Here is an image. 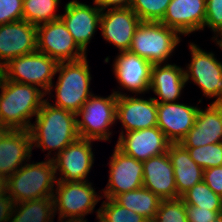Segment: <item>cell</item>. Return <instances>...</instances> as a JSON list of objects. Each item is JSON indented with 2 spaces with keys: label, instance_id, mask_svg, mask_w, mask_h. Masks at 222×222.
Listing matches in <instances>:
<instances>
[{
  "label": "cell",
  "instance_id": "obj_1",
  "mask_svg": "<svg viewBox=\"0 0 222 222\" xmlns=\"http://www.w3.org/2000/svg\"><path fill=\"white\" fill-rule=\"evenodd\" d=\"M76 120V113L54 106L45 99L29 129L32 149L35 146L42 151L49 150L48 159L51 151L60 153L79 138Z\"/></svg>",
  "mask_w": 222,
  "mask_h": 222
},
{
  "label": "cell",
  "instance_id": "obj_2",
  "mask_svg": "<svg viewBox=\"0 0 222 222\" xmlns=\"http://www.w3.org/2000/svg\"><path fill=\"white\" fill-rule=\"evenodd\" d=\"M0 124L12 130H28L32 117L37 115L46 95L29 84L0 78Z\"/></svg>",
  "mask_w": 222,
  "mask_h": 222
},
{
  "label": "cell",
  "instance_id": "obj_3",
  "mask_svg": "<svg viewBox=\"0 0 222 222\" xmlns=\"http://www.w3.org/2000/svg\"><path fill=\"white\" fill-rule=\"evenodd\" d=\"M51 158L44 162L24 163L6 179L9 204L53 197L57 176Z\"/></svg>",
  "mask_w": 222,
  "mask_h": 222
},
{
  "label": "cell",
  "instance_id": "obj_4",
  "mask_svg": "<svg viewBox=\"0 0 222 222\" xmlns=\"http://www.w3.org/2000/svg\"><path fill=\"white\" fill-rule=\"evenodd\" d=\"M87 56L77 61L58 63L56 73L59 72L55 85L56 102L54 106L77 113L92 93L89 91L91 75Z\"/></svg>",
  "mask_w": 222,
  "mask_h": 222
},
{
  "label": "cell",
  "instance_id": "obj_5",
  "mask_svg": "<svg viewBox=\"0 0 222 222\" xmlns=\"http://www.w3.org/2000/svg\"><path fill=\"white\" fill-rule=\"evenodd\" d=\"M180 39V34L176 30L160 22H141L135 30L128 51L144 58L152 65L165 64L180 43Z\"/></svg>",
  "mask_w": 222,
  "mask_h": 222
},
{
  "label": "cell",
  "instance_id": "obj_6",
  "mask_svg": "<svg viewBox=\"0 0 222 222\" xmlns=\"http://www.w3.org/2000/svg\"><path fill=\"white\" fill-rule=\"evenodd\" d=\"M53 194L54 213L58 220L86 221L84 218L95 209L102 196L88 181H57Z\"/></svg>",
  "mask_w": 222,
  "mask_h": 222
},
{
  "label": "cell",
  "instance_id": "obj_7",
  "mask_svg": "<svg viewBox=\"0 0 222 222\" xmlns=\"http://www.w3.org/2000/svg\"><path fill=\"white\" fill-rule=\"evenodd\" d=\"M117 95L113 92L108 97L92 94L76 113L79 138L94 141L109 140V127L116 121ZM82 117V120L78 117Z\"/></svg>",
  "mask_w": 222,
  "mask_h": 222
},
{
  "label": "cell",
  "instance_id": "obj_8",
  "mask_svg": "<svg viewBox=\"0 0 222 222\" xmlns=\"http://www.w3.org/2000/svg\"><path fill=\"white\" fill-rule=\"evenodd\" d=\"M58 62L48 55L34 51L16 57L9 61L2 69L1 77L13 82L41 87L47 94L53 84Z\"/></svg>",
  "mask_w": 222,
  "mask_h": 222
},
{
  "label": "cell",
  "instance_id": "obj_9",
  "mask_svg": "<svg viewBox=\"0 0 222 222\" xmlns=\"http://www.w3.org/2000/svg\"><path fill=\"white\" fill-rule=\"evenodd\" d=\"M191 62L185 71L186 82L192 81L201 88L204 96L215 98L213 103H222V62L214 53L206 52L194 43H190Z\"/></svg>",
  "mask_w": 222,
  "mask_h": 222
},
{
  "label": "cell",
  "instance_id": "obj_10",
  "mask_svg": "<svg viewBox=\"0 0 222 222\" xmlns=\"http://www.w3.org/2000/svg\"><path fill=\"white\" fill-rule=\"evenodd\" d=\"M37 51L58 63L86 57V53L76 44L61 19L37 26Z\"/></svg>",
  "mask_w": 222,
  "mask_h": 222
},
{
  "label": "cell",
  "instance_id": "obj_11",
  "mask_svg": "<svg viewBox=\"0 0 222 222\" xmlns=\"http://www.w3.org/2000/svg\"><path fill=\"white\" fill-rule=\"evenodd\" d=\"M111 156L109 180L103 189V197L114 199L121 193L143 187V161L124 154L116 146Z\"/></svg>",
  "mask_w": 222,
  "mask_h": 222
},
{
  "label": "cell",
  "instance_id": "obj_12",
  "mask_svg": "<svg viewBox=\"0 0 222 222\" xmlns=\"http://www.w3.org/2000/svg\"><path fill=\"white\" fill-rule=\"evenodd\" d=\"M94 140L78 138L60 153L52 156L56 173L60 172L57 181H87V175L94 164L92 142Z\"/></svg>",
  "mask_w": 222,
  "mask_h": 222
},
{
  "label": "cell",
  "instance_id": "obj_13",
  "mask_svg": "<svg viewBox=\"0 0 222 222\" xmlns=\"http://www.w3.org/2000/svg\"><path fill=\"white\" fill-rule=\"evenodd\" d=\"M37 51V26L25 20L0 25V67L12 59Z\"/></svg>",
  "mask_w": 222,
  "mask_h": 222
},
{
  "label": "cell",
  "instance_id": "obj_14",
  "mask_svg": "<svg viewBox=\"0 0 222 222\" xmlns=\"http://www.w3.org/2000/svg\"><path fill=\"white\" fill-rule=\"evenodd\" d=\"M170 142L156 126L126 132L122 130L115 145L124 154L145 161L168 151Z\"/></svg>",
  "mask_w": 222,
  "mask_h": 222
},
{
  "label": "cell",
  "instance_id": "obj_15",
  "mask_svg": "<svg viewBox=\"0 0 222 222\" xmlns=\"http://www.w3.org/2000/svg\"><path fill=\"white\" fill-rule=\"evenodd\" d=\"M113 92L117 95L116 121L122 123L126 132L157 126L158 102L153 97L146 100Z\"/></svg>",
  "mask_w": 222,
  "mask_h": 222
},
{
  "label": "cell",
  "instance_id": "obj_16",
  "mask_svg": "<svg viewBox=\"0 0 222 222\" xmlns=\"http://www.w3.org/2000/svg\"><path fill=\"white\" fill-rule=\"evenodd\" d=\"M101 11L100 29L103 38L118 48L120 52L130 49L135 30L141 23L136 13L129 8Z\"/></svg>",
  "mask_w": 222,
  "mask_h": 222
},
{
  "label": "cell",
  "instance_id": "obj_17",
  "mask_svg": "<svg viewBox=\"0 0 222 222\" xmlns=\"http://www.w3.org/2000/svg\"><path fill=\"white\" fill-rule=\"evenodd\" d=\"M64 9L65 13L60 19L72 34L76 44L87 53V46L96 28L100 27L101 10L96 5L92 7L77 0L66 3Z\"/></svg>",
  "mask_w": 222,
  "mask_h": 222
},
{
  "label": "cell",
  "instance_id": "obj_18",
  "mask_svg": "<svg viewBox=\"0 0 222 222\" xmlns=\"http://www.w3.org/2000/svg\"><path fill=\"white\" fill-rule=\"evenodd\" d=\"M199 108L177 102L158 103L157 127L170 143H180L192 129Z\"/></svg>",
  "mask_w": 222,
  "mask_h": 222
},
{
  "label": "cell",
  "instance_id": "obj_19",
  "mask_svg": "<svg viewBox=\"0 0 222 222\" xmlns=\"http://www.w3.org/2000/svg\"><path fill=\"white\" fill-rule=\"evenodd\" d=\"M113 64V73L124 89L138 94L149 91L152 64L129 51L119 52Z\"/></svg>",
  "mask_w": 222,
  "mask_h": 222
},
{
  "label": "cell",
  "instance_id": "obj_20",
  "mask_svg": "<svg viewBox=\"0 0 222 222\" xmlns=\"http://www.w3.org/2000/svg\"><path fill=\"white\" fill-rule=\"evenodd\" d=\"M206 16V0H171L160 23L188 35L203 30Z\"/></svg>",
  "mask_w": 222,
  "mask_h": 222
},
{
  "label": "cell",
  "instance_id": "obj_21",
  "mask_svg": "<svg viewBox=\"0 0 222 222\" xmlns=\"http://www.w3.org/2000/svg\"><path fill=\"white\" fill-rule=\"evenodd\" d=\"M222 142V103H212L197 112L192 129L180 142L185 148H196Z\"/></svg>",
  "mask_w": 222,
  "mask_h": 222
},
{
  "label": "cell",
  "instance_id": "obj_22",
  "mask_svg": "<svg viewBox=\"0 0 222 222\" xmlns=\"http://www.w3.org/2000/svg\"><path fill=\"white\" fill-rule=\"evenodd\" d=\"M143 187L161 200L177 199L174 169L168 153L143 161Z\"/></svg>",
  "mask_w": 222,
  "mask_h": 222
},
{
  "label": "cell",
  "instance_id": "obj_23",
  "mask_svg": "<svg viewBox=\"0 0 222 222\" xmlns=\"http://www.w3.org/2000/svg\"><path fill=\"white\" fill-rule=\"evenodd\" d=\"M32 144L28 130H10L0 142V175L6 179L31 159ZM23 162V163H22Z\"/></svg>",
  "mask_w": 222,
  "mask_h": 222
},
{
  "label": "cell",
  "instance_id": "obj_24",
  "mask_svg": "<svg viewBox=\"0 0 222 222\" xmlns=\"http://www.w3.org/2000/svg\"><path fill=\"white\" fill-rule=\"evenodd\" d=\"M185 69L175 64H155L151 69V81L149 90L159 96V100L153 97L158 103L175 102L185 87Z\"/></svg>",
  "mask_w": 222,
  "mask_h": 222
},
{
  "label": "cell",
  "instance_id": "obj_25",
  "mask_svg": "<svg viewBox=\"0 0 222 222\" xmlns=\"http://www.w3.org/2000/svg\"><path fill=\"white\" fill-rule=\"evenodd\" d=\"M167 153L174 169L177 195L181 197L203 181V169L190 157L187 148L181 143H170Z\"/></svg>",
  "mask_w": 222,
  "mask_h": 222
},
{
  "label": "cell",
  "instance_id": "obj_26",
  "mask_svg": "<svg viewBox=\"0 0 222 222\" xmlns=\"http://www.w3.org/2000/svg\"><path fill=\"white\" fill-rule=\"evenodd\" d=\"M54 215L53 197L41 198L9 204L1 222H53Z\"/></svg>",
  "mask_w": 222,
  "mask_h": 222
},
{
  "label": "cell",
  "instance_id": "obj_27",
  "mask_svg": "<svg viewBox=\"0 0 222 222\" xmlns=\"http://www.w3.org/2000/svg\"><path fill=\"white\" fill-rule=\"evenodd\" d=\"M114 200L119 205L139 214L146 220H154L161 202L158 196L144 187L121 193Z\"/></svg>",
  "mask_w": 222,
  "mask_h": 222
},
{
  "label": "cell",
  "instance_id": "obj_28",
  "mask_svg": "<svg viewBox=\"0 0 222 222\" xmlns=\"http://www.w3.org/2000/svg\"><path fill=\"white\" fill-rule=\"evenodd\" d=\"M60 0H23V20L39 26L60 19L56 8Z\"/></svg>",
  "mask_w": 222,
  "mask_h": 222
},
{
  "label": "cell",
  "instance_id": "obj_29",
  "mask_svg": "<svg viewBox=\"0 0 222 222\" xmlns=\"http://www.w3.org/2000/svg\"><path fill=\"white\" fill-rule=\"evenodd\" d=\"M180 198L186 205L208 210H222V197L215 194L204 181L194 185Z\"/></svg>",
  "mask_w": 222,
  "mask_h": 222
},
{
  "label": "cell",
  "instance_id": "obj_30",
  "mask_svg": "<svg viewBox=\"0 0 222 222\" xmlns=\"http://www.w3.org/2000/svg\"><path fill=\"white\" fill-rule=\"evenodd\" d=\"M103 201L101 208L97 210V219L102 222H145L146 219L139 214L128 210L119 205L114 199L106 198Z\"/></svg>",
  "mask_w": 222,
  "mask_h": 222
},
{
  "label": "cell",
  "instance_id": "obj_31",
  "mask_svg": "<svg viewBox=\"0 0 222 222\" xmlns=\"http://www.w3.org/2000/svg\"><path fill=\"white\" fill-rule=\"evenodd\" d=\"M171 0H132L130 8L141 22H160Z\"/></svg>",
  "mask_w": 222,
  "mask_h": 222
},
{
  "label": "cell",
  "instance_id": "obj_32",
  "mask_svg": "<svg viewBox=\"0 0 222 222\" xmlns=\"http://www.w3.org/2000/svg\"><path fill=\"white\" fill-rule=\"evenodd\" d=\"M190 157L203 170L222 166V142L187 148Z\"/></svg>",
  "mask_w": 222,
  "mask_h": 222
},
{
  "label": "cell",
  "instance_id": "obj_33",
  "mask_svg": "<svg viewBox=\"0 0 222 222\" xmlns=\"http://www.w3.org/2000/svg\"><path fill=\"white\" fill-rule=\"evenodd\" d=\"M155 222H188L186 204L181 198L161 200Z\"/></svg>",
  "mask_w": 222,
  "mask_h": 222
},
{
  "label": "cell",
  "instance_id": "obj_34",
  "mask_svg": "<svg viewBox=\"0 0 222 222\" xmlns=\"http://www.w3.org/2000/svg\"><path fill=\"white\" fill-rule=\"evenodd\" d=\"M23 19V0H0V25Z\"/></svg>",
  "mask_w": 222,
  "mask_h": 222
},
{
  "label": "cell",
  "instance_id": "obj_35",
  "mask_svg": "<svg viewBox=\"0 0 222 222\" xmlns=\"http://www.w3.org/2000/svg\"><path fill=\"white\" fill-rule=\"evenodd\" d=\"M205 26L213 32L222 27V0H206Z\"/></svg>",
  "mask_w": 222,
  "mask_h": 222
},
{
  "label": "cell",
  "instance_id": "obj_36",
  "mask_svg": "<svg viewBox=\"0 0 222 222\" xmlns=\"http://www.w3.org/2000/svg\"><path fill=\"white\" fill-rule=\"evenodd\" d=\"M222 210H208L198 206L186 205L188 222H212Z\"/></svg>",
  "mask_w": 222,
  "mask_h": 222
},
{
  "label": "cell",
  "instance_id": "obj_37",
  "mask_svg": "<svg viewBox=\"0 0 222 222\" xmlns=\"http://www.w3.org/2000/svg\"><path fill=\"white\" fill-rule=\"evenodd\" d=\"M203 181L215 194L222 197V166L203 170Z\"/></svg>",
  "mask_w": 222,
  "mask_h": 222
},
{
  "label": "cell",
  "instance_id": "obj_38",
  "mask_svg": "<svg viewBox=\"0 0 222 222\" xmlns=\"http://www.w3.org/2000/svg\"><path fill=\"white\" fill-rule=\"evenodd\" d=\"M94 4L102 11L116 8H129L132 0H93Z\"/></svg>",
  "mask_w": 222,
  "mask_h": 222
},
{
  "label": "cell",
  "instance_id": "obj_39",
  "mask_svg": "<svg viewBox=\"0 0 222 222\" xmlns=\"http://www.w3.org/2000/svg\"><path fill=\"white\" fill-rule=\"evenodd\" d=\"M6 187V178L0 175V222L3 217V212L7 209L9 205Z\"/></svg>",
  "mask_w": 222,
  "mask_h": 222
},
{
  "label": "cell",
  "instance_id": "obj_40",
  "mask_svg": "<svg viewBox=\"0 0 222 222\" xmlns=\"http://www.w3.org/2000/svg\"><path fill=\"white\" fill-rule=\"evenodd\" d=\"M214 35L215 37H213L212 40L216 41V44L219 45V47L222 49V27H220L216 32H214ZM220 36V40H218L219 36Z\"/></svg>",
  "mask_w": 222,
  "mask_h": 222
},
{
  "label": "cell",
  "instance_id": "obj_41",
  "mask_svg": "<svg viewBox=\"0 0 222 222\" xmlns=\"http://www.w3.org/2000/svg\"><path fill=\"white\" fill-rule=\"evenodd\" d=\"M10 130L8 126L0 124V142Z\"/></svg>",
  "mask_w": 222,
  "mask_h": 222
},
{
  "label": "cell",
  "instance_id": "obj_42",
  "mask_svg": "<svg viewBox=\"0 0 222 222\" xmlns=\"http://www.w3.org/2000/svg\"><path fill=\"white\" fill-rule=\"evenodd\" d=\"M212 222H222V213H220V214L216 217V219H215L214 221H212Z\"/></svg>",
  "mask_w": 222,
  "mask_h": 222
},
{
  "label": "cell",
  "instance_id": "obj_43",
  "mask_svg": "<svg viewBox=\"0 0 222 222\" xmlns=\"http://www.w3.org/2000/svg\"><path fill=\"white\" fill-rule=\"evenodd\" d=\"M61 222H82V221H61Z\"/></svg>",
  "mask_w": 222,
  "mask_h": 222
},
{
  "label": "cell",
  "instance_id": "obj_44",
  "mask_svg": "<svg viewBox=\"0 0 222 222\" xmlns=\"http://www.w3.org/2000/svg\"><path fill=\"white\" fill-rule=\"evenodd\" d=\"M145 222H155L154 220H146Z\"/></svg>",
  "mask_w": 222,
  "mask_h": 222
},
{
  "label": "cell",
  "instance_id": "obj_45",
  "mask_svg": "<svg viewBox=\"0 0 222 222\" xmlns=\"http://www.w3.org/2000/svg\"><path fill=\"white\" fill-rule=\"evenodd\" d=\"M1 75H2V69H1V67H0V78H1Z\"/></svg>",
  "mask_w": 222,
  "mask_h": 222
}]
</instances>
